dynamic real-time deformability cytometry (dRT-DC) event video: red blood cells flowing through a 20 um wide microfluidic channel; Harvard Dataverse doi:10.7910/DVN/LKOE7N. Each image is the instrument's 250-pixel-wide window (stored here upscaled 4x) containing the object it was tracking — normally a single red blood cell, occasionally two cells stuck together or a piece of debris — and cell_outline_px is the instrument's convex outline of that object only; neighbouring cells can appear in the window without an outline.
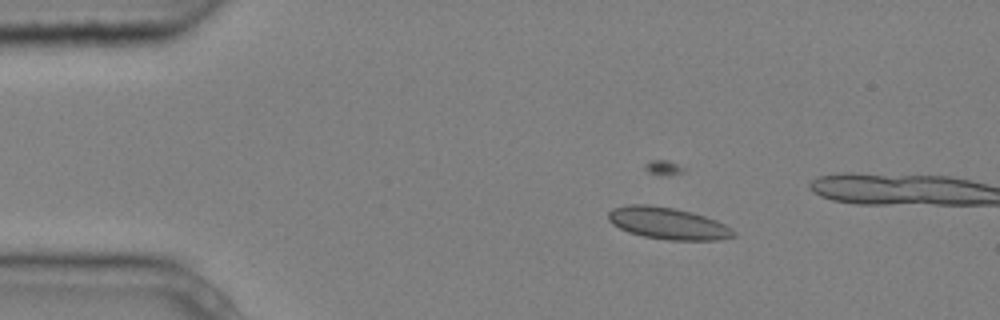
{"species": "common noctule bat (a hibernating species)", "species_latin": "Nyctalus noctula", "temperature_condition": "cold", "stored_images_in_passage": 5, "camera_frame_rate_fps": 3000, "um_per_image_px": 0.085, "animal": {"sex": "male", "body_mass_g": 20.4}, "frame": {"image": 1, "passage_image": 3, "time_ms": 0.667, "image_size_px": [1000, 320], "cell_outline_px": [[736, 236], [720, 240], [668, 240], [644, 236], [628, 232], [612, 224], [608, 220], [608, 212], [612, 208], [628, 204], [644, 204], [672, 208], [692, 212], [716, 220], [732, 228], [736, 232]], "centroid_in_image_um": [56.77, 18.99], "position_along_channel_um": 28.2, "area_um2": 23.29}}